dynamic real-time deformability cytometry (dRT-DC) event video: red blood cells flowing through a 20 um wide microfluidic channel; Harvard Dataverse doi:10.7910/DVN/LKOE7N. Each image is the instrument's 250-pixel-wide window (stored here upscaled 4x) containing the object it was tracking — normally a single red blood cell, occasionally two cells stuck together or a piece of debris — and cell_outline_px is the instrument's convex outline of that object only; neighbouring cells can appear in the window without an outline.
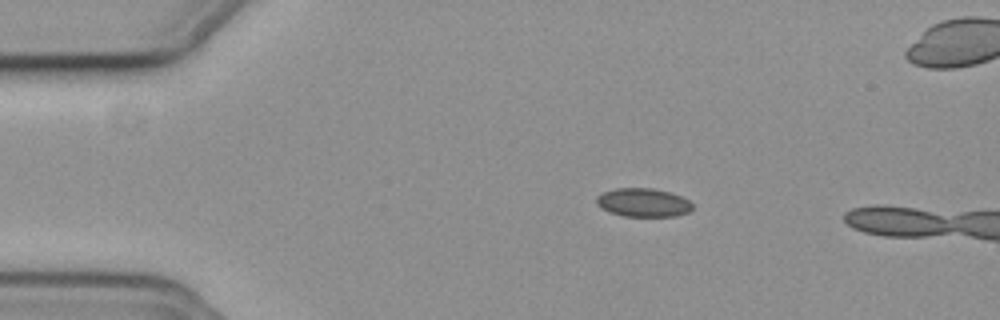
{"species": "common noctule bat (a hibernating species)", "species_latin": "Nyctalus noctula", "temperature_condition": "cold", "stored_images_in_passage": 7, "camera_frame_rate_fps": 3000, "um_per_image_px": 0.085, "animal": {"sex": "female", "body_mass_g": 19.3, "forearm_length_mm": 54.1}, "frame": {"image": 1, "passage_image": 1, "time_ms": 0.0, "image_size_px": [1000, 320], "cell_outline_px": [[692, 208], [688, 212], [676, 216], [624, 216], [612, 212], [596, 204], [596, 196], [604, 192], [616, 188], [652, 188], [668, 192], [680, 196], [688, 200], [692, 204]], "centroid_in_image_um": [54.67, 17.21], "position_along_channel_um": 30.3, "area_um2": 15.72}}